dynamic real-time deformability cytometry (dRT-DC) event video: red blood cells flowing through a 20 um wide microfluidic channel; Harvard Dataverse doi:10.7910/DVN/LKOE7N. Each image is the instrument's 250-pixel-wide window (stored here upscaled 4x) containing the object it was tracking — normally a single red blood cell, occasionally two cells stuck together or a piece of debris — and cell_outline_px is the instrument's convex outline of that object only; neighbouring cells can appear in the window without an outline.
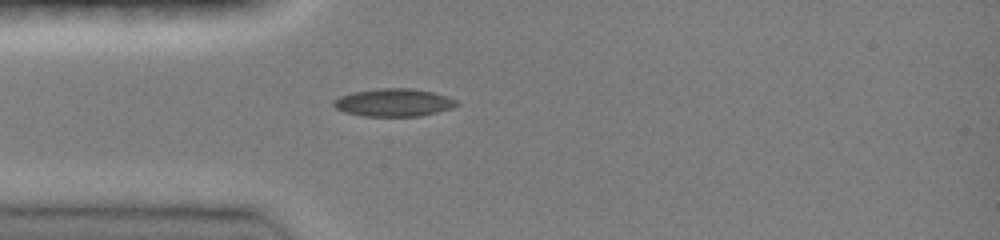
{"species": "common noctule bat (a hibernating species)", "species_latin": "Nyctalus noctula", "temperature_condition": "room temperature", "stored_images_in_passage": 35, "camera_frame_rate_fps": 3000, "um_per_image_px": 0.085, "animal": {"sex": "female", "body_mass_g": 19.0, "forearm_length_mm": 51.5}, "frame": {"image": 1, "passage_image": 1, "time_ms": 0.0, "image_size_px": [1000, 240], "cell_outline_px": [[460, 104], [452, 108], [420, 116], [364, 116], [344, 112], [336, 108], [332, 104], [332, 100], [340, 96], [352, 92], [376, 88], [408, 88], [432, 92], [448, 96], [456, 100]], "centroid_in_image_um": [33.44, 8.71], "position_along_channel_um": 51.6, "area_um2": 20.0}}
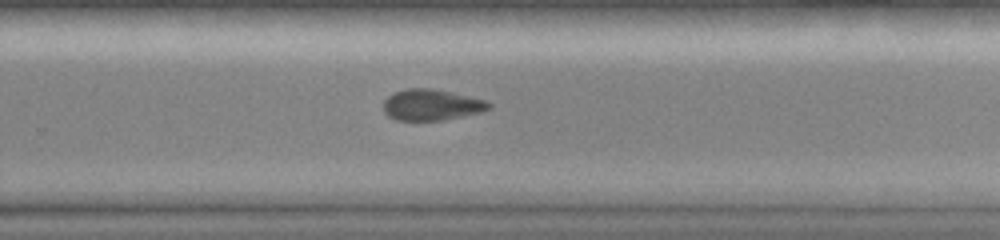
{"frame": {"image": 2, "passage_image": 19, "time_ms": 6.0, "image_size_px": [1000, 240], "cell_outline_px": [[492, 108], [480, 112], [444, 120], [396, 120], [388, 116], [384, 112], [384, 100], [392, 92], [404, 88], [428, 88], [468, 96], [484, 100], [492, 104]], "centroid_in_image_um": [36.64, 8.91], "position_along_channel_um": 293.2, "area_um2": 19.02}}
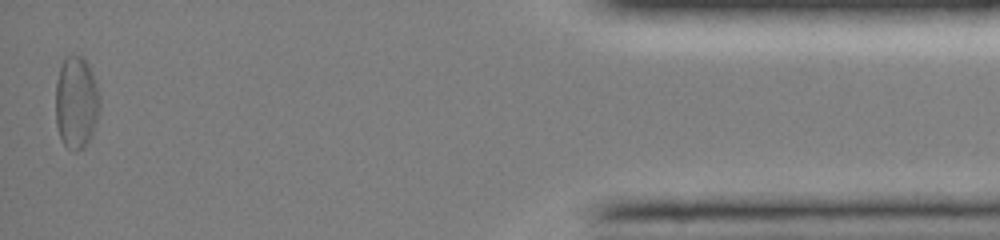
{"frame": {"image": 3, "passage_image": 34, "time_ms": 11.0, "image_size_px": [1000, 240], "cell_outline_px": [[100, 108], [92, 136], [84, 148], [76, 152], [72, 152], [60, 140], [56, 124], [56, 80], [64, 56], [84, 56], [92, 72], [100, 96]], "centroid_in_image_um": [6.48, 8.74], "position_along_channel_um": 428.7, "area_um2": 24.22}, "authors_computed_cell_mechanics": {"area_um2": 19.8254, "velocity_mm_per_s": 4.1061, "shape_relaxation_time_tau1_ms": null, "shape_relaxation_time_tau2_ms": 6.5429, "deformation_change_tau1": null, "deformation_change_tau2": 0.1226}}